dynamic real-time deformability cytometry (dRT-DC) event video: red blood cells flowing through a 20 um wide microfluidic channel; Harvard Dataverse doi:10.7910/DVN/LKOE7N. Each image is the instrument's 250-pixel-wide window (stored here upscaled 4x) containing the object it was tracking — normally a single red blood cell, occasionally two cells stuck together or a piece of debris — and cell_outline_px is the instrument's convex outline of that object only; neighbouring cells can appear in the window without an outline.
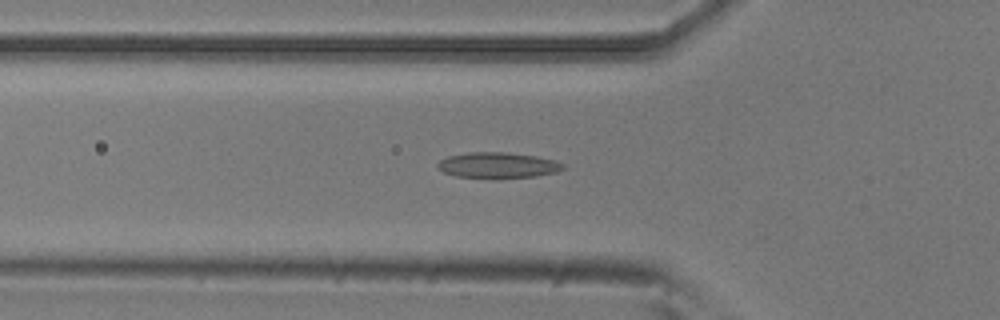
{"species": "common noctule bat (a hibernating species)", "species_latin": "Nyctalus noctula", "temperature_condition": "room temperature", "stored_images_in_passage": 53, "camera_frame_rate_fps": 3000, "um_per_image_px": 0.085, "animal": {"sex": "male", "body_mass_g": 20.5, "forearm_length_mm": 52.5}, "frame": {"image": 1, "passage_image": 17, "time_ms": 5.333, "image_size_px": [1000, 320], "cell_outline_px": [[564, 168], [556, 172], [536, 176], [500, 180], [456, 176], [444, 172], [436, 164], [440, 160], [448, 156], [468, 152], [504, 152], [536, 156], [556, 160], [564, 164]], "centroid_in_image_um": [42.33, 14.07], "position_along_channel_um": 83.5, "area_um2": 19.25}}
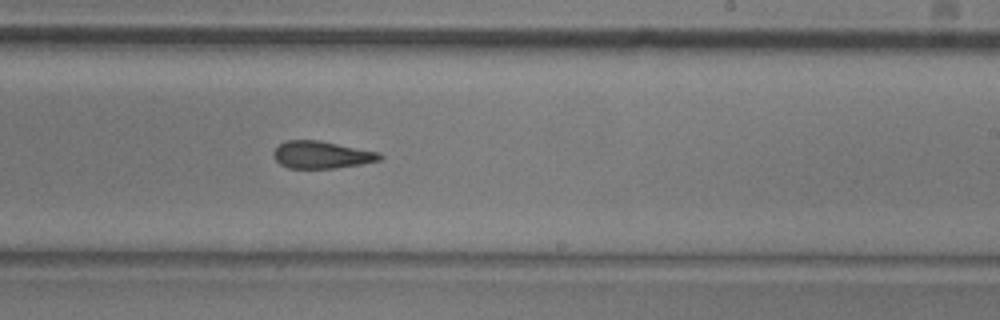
{"frame": {"image": 2, "passage_image": 31, "time_ms": 10.0, "image_size_px": [1000, 320], "cell_outline_px": [[384, 156], [380, 160], [360, 164], [336, 168], [288, 168], [280, 164], [272, 156], [272, 152], [280, 144], [288, 140], [320, 140], [380, 152]], "centroid_in_image_um": [27.34, 13.15], "position_along_channel_um": 261.7, "area_um2": 16.99}}
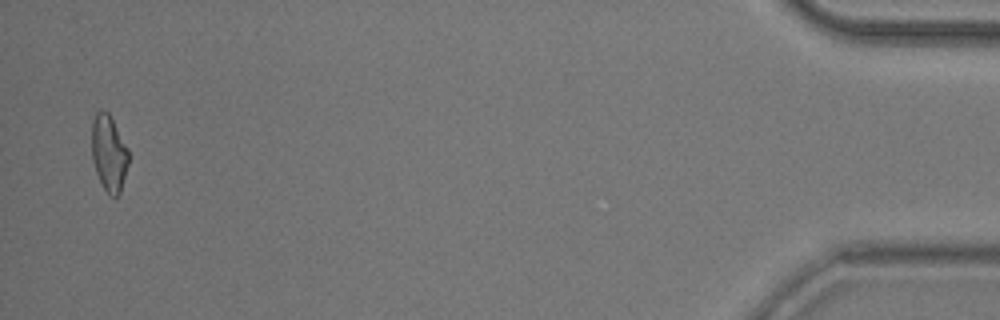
{"frame": {"image": 3, "passage_image": 51, "time_ms": 16.667, "image_size_px": [1000, 320], "cell_outline_px": [[128, 164], [120, 196], [108, 196], [96, 172], [92, 160], [92, 120], [96, 112], [100, 108], [104, 108], [108, 112], [128, 148]], "centroid_in_image_um": [9.25, 13.01], "position_along_channel_um": 425.9, "area_um2": 16.53}}